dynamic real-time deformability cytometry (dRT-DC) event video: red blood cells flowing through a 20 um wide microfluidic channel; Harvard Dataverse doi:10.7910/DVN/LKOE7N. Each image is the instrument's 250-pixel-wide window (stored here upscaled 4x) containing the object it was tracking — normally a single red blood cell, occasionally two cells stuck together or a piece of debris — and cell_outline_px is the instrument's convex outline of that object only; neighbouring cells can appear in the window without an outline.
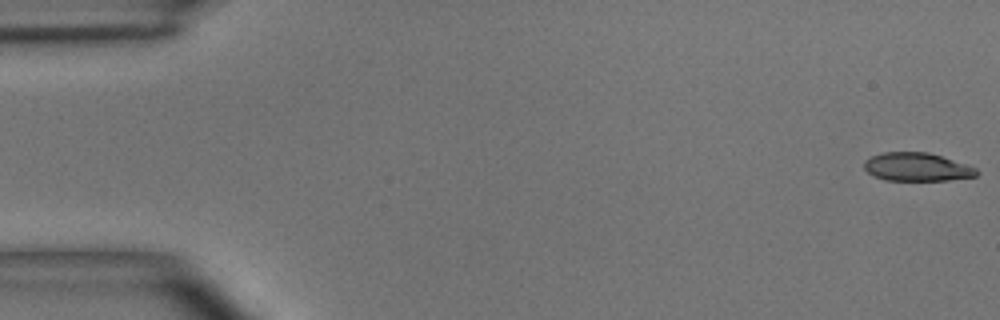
{"species": "common noctule bat (a hibernating species)", "species_latin": "Nyctalus noctula", "temperature_condition": "room temperature", "stored_images_in_passage": 5, "camera_frame_rate_fps": 3000, "um_per_image_px": 0.085, "animal": {"sex": "male", "body_mass_g": 15.6}, "frame": {"image": 1, "passage_image": 1, "time_ms": 0.0, "image_size_px": [1000, 320], "cell_outline_px": [[980, 172], [976, 176], [948, 180], [884, 180], [872, 176], [864, 168], [864, 160], [872, 156], [884, 152], [928, 152], [976, 168]], "centroid_in_image_um": [77.9, 14.2], "position_along_channel_um": 7.1, "area_um2": 18.44}}
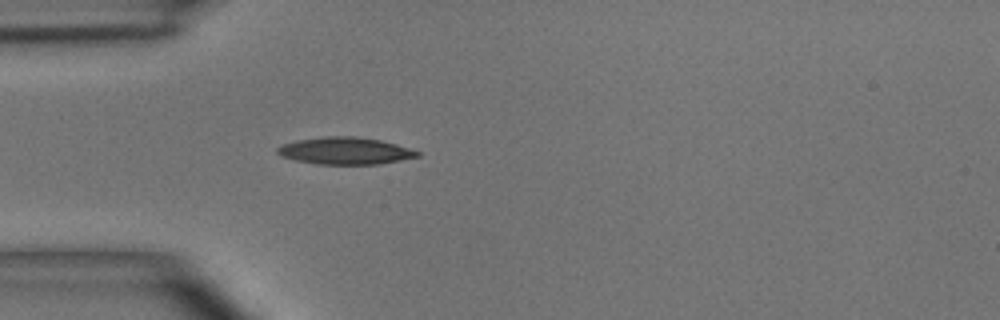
{"frame": {"image": 2, "passage_image": 5, "time_ms": 4.667, "image_size_px": [1000, 320], "cell_outline_px": [[420, 156], [400, 160], [376, 164], [320, 164], [296, 160], [284, 156], [276, 152], [276, 148], [284, 144], [296, 140], [328, 136], [356, 136], [380, 140], [396, 144], [420, 152]], "centroid_in_image_um": [29.35, 12.81], "position_along_channel_um": 55.7, "area_um2": 21.79}}